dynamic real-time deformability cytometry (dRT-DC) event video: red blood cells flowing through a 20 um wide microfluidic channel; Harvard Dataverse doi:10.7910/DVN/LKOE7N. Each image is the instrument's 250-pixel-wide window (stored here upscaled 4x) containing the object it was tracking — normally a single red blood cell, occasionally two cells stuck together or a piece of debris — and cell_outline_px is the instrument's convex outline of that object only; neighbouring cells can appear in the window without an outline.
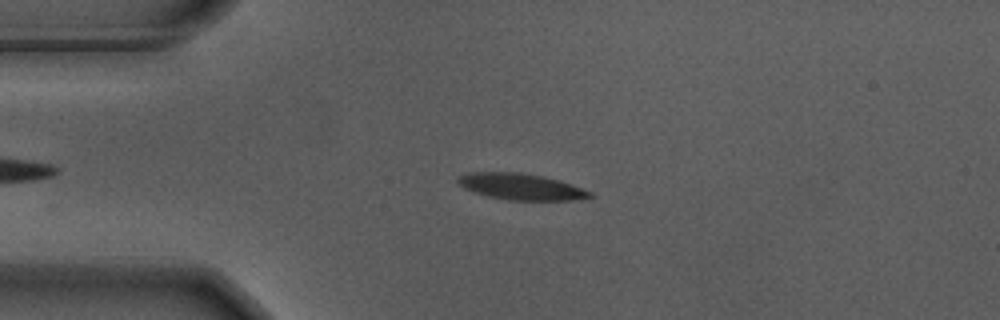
{"species": "Egyptian fruit bat (a non-hibernating species)", "species_latin": "Rousettus aegyptiacus", "temperature_condition": "warm", "stored_images_in_passage": 39, "camera_frame_rate_fps": 3000, "um_per_image_px": 0.085, "animal": {"sex": "male"}, "frame": {"image": 1, "passage_image": 1, "time_ms": 0.0, "image_size_px": [1000, 320], "cell_outline_px": [[596, 196], [572, 200], [508, 200], [488, 196], [464, 188], [456, 180], [460, 176], [468, 172], [520, 172], [560, 180], [572, 184], [592, 192]], "centroid_in_image_um": [44.32, 15.86], "position_along_channel_um": 40.7, "area_um2": 20.11}}
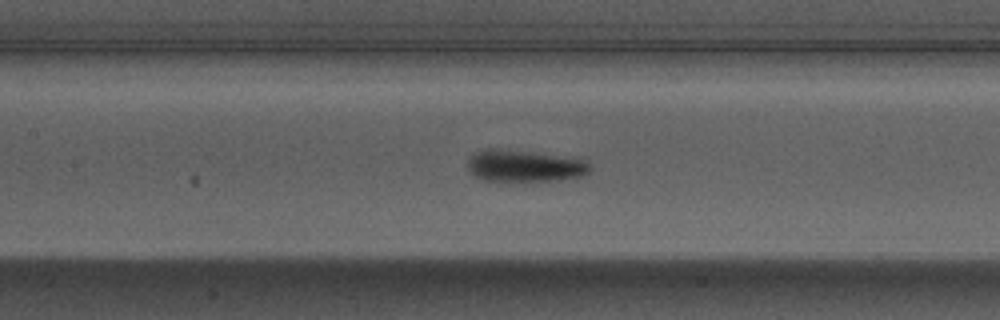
{"frame": {"image": 2, "passage_image": 13, "time_ms": 4.0, "image_size_px": [1000, 320], "cell_outline_px": [[592, 168], [584, 176], [560, 180], [508, 184], [484, 180], [476, 176], [468, 168], [468, 156], [472, 152], [484, 148], [500, 148], [580, 156], [588, 160]], "centroid_in_image_um": [44.65, 14.1], "position_along_channel_um": 162.8, "area_um2": 24.68}}
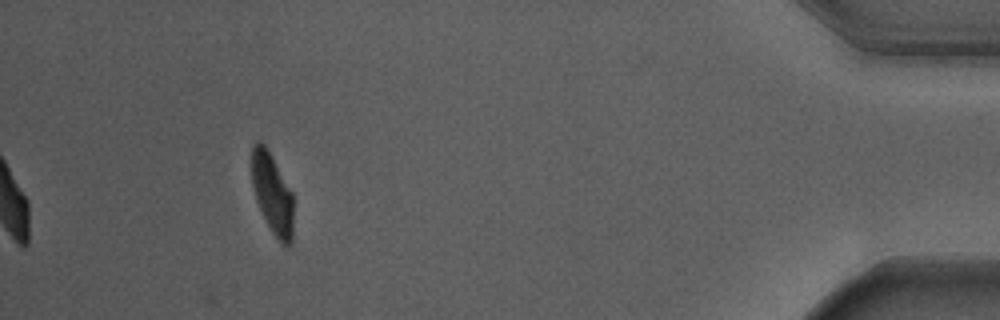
{"frame": {"image": 3, "passage_image": 39, "time_ms": 12.667, "image_size_px": [1000, 320], "cell_outline_px": [[292, 244], [288, 248], [280, 244], [272, 232], [256, 200], [252, 184], [252, 144], [256, 140], [260, 140], [264, 144], [292, 192]], "centroid_in_image_um": [23.14, 16.48], "position_along_channel_um": 412.1, "area_um2": 19.36}, "authors_computed_cell_mechanics": {"area_um2": 22.1374, "velocity_mm_per_s": 3.6614, "shape_relaxation_time_tau1_ms": 2.9538, "shape_relaxation_time_tau2_ms": 2.1269, "deformation_change_tau1": 0.1899, "deformation_change_tau2": 0.0742}}